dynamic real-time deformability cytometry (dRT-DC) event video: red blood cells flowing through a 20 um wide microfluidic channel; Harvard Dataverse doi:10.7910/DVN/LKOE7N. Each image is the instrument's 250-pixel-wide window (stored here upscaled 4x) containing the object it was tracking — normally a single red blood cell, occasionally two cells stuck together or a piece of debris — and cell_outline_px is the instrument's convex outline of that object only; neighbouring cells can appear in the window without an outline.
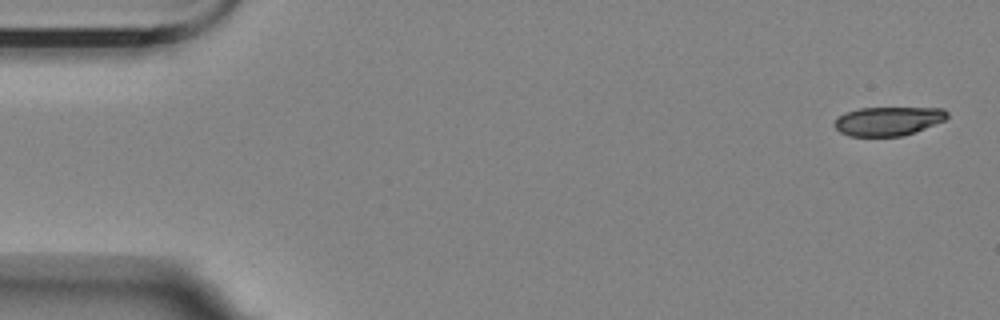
{"species": "Egyptian fruit bat (a non-hibernating species)", "species_latin": "Rousettus aegyptiacus", "temperature_condition": "room temperature", "stored_images_in_passage": 3, "camera_frame_rate_fps": 3000, "um_per_image_px": 0.085, "animal": {"sex": "female"}, "frame": {"image": 1, "passage_image": 1, "time_ms": 0.0, "image_size_px": [1000, 320], "cell_outline_px": [[948, 116], [944, 120], [924, 128], [900, 136], [848, 136], [840, 132], [832, 124], [836, 116], [844, 112], [860, 108], [944, 108], [948, 112]], "centroid_in_image_um": [75.42, 10.28], "position_along_channel_um": 9.6, "area_um2": 18.96}}